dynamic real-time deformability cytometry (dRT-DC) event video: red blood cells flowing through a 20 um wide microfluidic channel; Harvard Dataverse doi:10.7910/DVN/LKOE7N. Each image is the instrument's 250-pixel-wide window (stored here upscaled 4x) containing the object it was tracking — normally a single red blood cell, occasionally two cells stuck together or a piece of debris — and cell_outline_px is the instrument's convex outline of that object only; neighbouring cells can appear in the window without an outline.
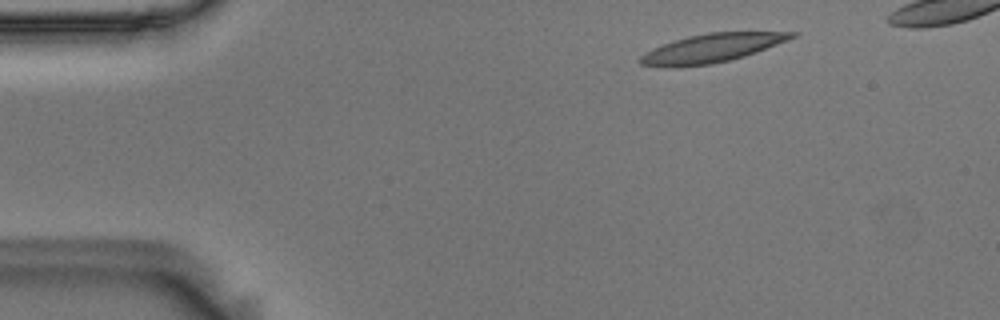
{"species": "Egyptian fruit bat (a non-hibernating species)", "species_latin": "Rousettus aegyptiacus", "temperature_condition": "room temperature", "stored_images_in_passage": 45, "camera_frame_rate_fps": 3000, "um_per_image_px": 0.085, "animal": {"sex": "male"}, "frame": {"image": 1, "passage_image": 1, "time_ms": 0.0, "image_size_px": [1000, 320], "cell_outline_px": [[800, 32], [796, 36], [788, 40], [756, 52], [744, 56], [712, 64], [672, 68], [640, 64], [640, 56], [652, 48], [688, 36], [708, 32]], "centroid_in_image_um": [60.49, 4.1], "position_along_channel_um": 24.5, "area_um2": 25.09}}
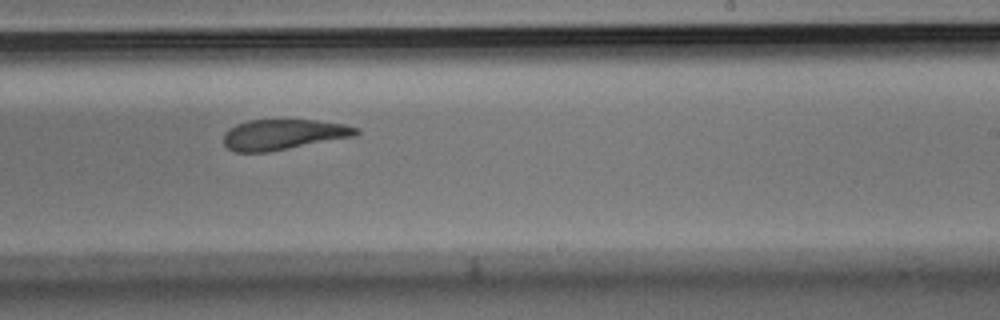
{"frame": {"image": 2, "passage_image": 27, "time_ms": 8.667, "image_size_px": [1000, 320], "cell_outline_px": [[360, 132], [356, 136], [268, 152], [236, 152], [228, 148], [224, 144], [224, 132], [228, 128], [236, 124], [248, 120], [316, 120], [344, 124], [360, 128]], "centroid_in_image_um": [24.09, 11.43], "position_along_channel_um": 264.9, "area_um2": 23.64}}
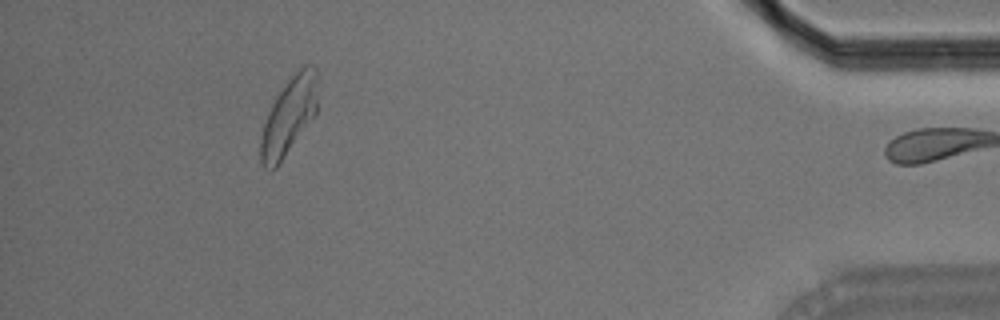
{"frame": {"image": 3, "passage_image": 44, "time_ms": 14.333, "image_size_px": [1000, 320], "cell_outline_px": [[316, 116], [276, 168], [264, 168], [260, 160], [260, 140], [264, 124], [268, 112], [276, 96], [288, 80], [304, 64], [312, 64], [316, 68]], "centroid_in_image_um": [24.56, 9.89], "position_along_channel_um": 410.6, "area_um2": 25.55}, "authors_computed_cell_mechanics": {"area_um2": 25.0852, "velocity_mm_per_s": 3.5909, "shape_relaxation_time_tau1_ms": 6.8937, "shape_relaxation_time_tau2_ms": 4.0025, "deformation_change_tau1": 0.2096, "deformation_change_tau2": 0.1371}}